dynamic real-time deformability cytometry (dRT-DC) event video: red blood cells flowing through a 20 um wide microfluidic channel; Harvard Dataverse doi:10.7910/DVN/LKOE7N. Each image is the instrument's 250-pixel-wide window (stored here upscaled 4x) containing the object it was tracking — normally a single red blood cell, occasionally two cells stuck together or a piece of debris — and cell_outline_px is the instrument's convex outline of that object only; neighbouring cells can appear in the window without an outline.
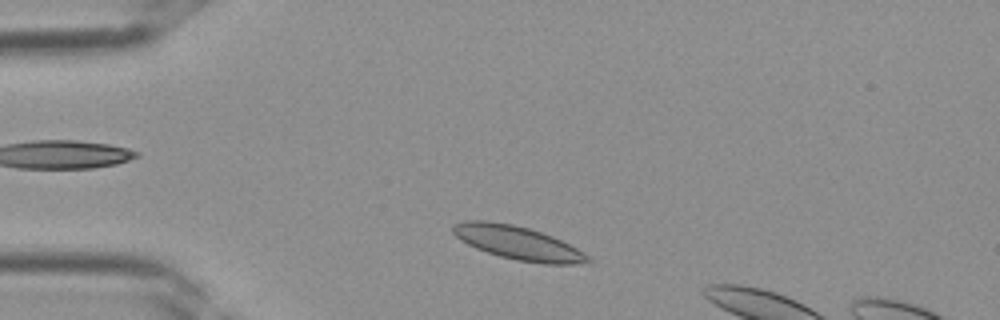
{"species": "Egyptian fruit bat (a non-hibernating species)", "species_latin": "Rousettus aegyptiacus", "temperature_condition": "room temperature", "stored_images_in_passage": 6, "camera_frame_rate_fps": 3000, "um_per_image_px": 0.085, "frame": {"image": 1, "passage_image": 3, "time_ms": 0.667, "image_size_px": [1000, 320], "cell_outline_px": [[592, 264], [544, 264], [516, 260], [500, 256], [476, 248], [460, 240], [452, 232], [452, 224], [464, 220], [484, 220], [512, 224], [528, 228], [552, 236], [584, 252], [592, 260]], "centroid_in_image_um": [44.02, 20.65], "position_along_channel_um": 41.0, "area_um2": 26.41}}